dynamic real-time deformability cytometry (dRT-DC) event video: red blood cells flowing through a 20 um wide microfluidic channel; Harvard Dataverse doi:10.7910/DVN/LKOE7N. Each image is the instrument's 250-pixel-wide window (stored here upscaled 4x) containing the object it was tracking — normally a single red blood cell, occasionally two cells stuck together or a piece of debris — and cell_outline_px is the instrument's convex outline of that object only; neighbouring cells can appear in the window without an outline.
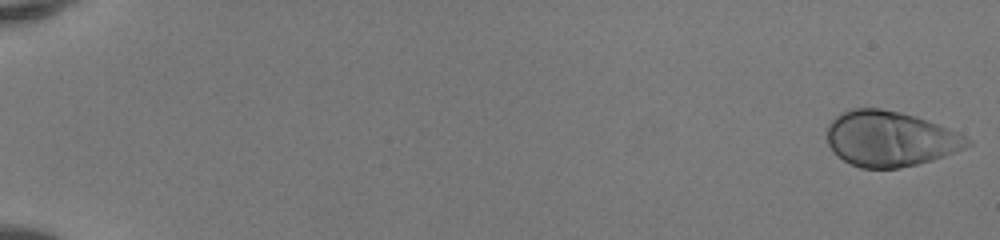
{"species": "human", "species_latin": "Homo sapiens", "temperature_condition": "room temperature", "stored_images_in_passage": 14, "camera_frame_rate_fps": 3000, "um_per_image_px": 0.085, "donor": {"sex": "female"}, "frame": {"image": 1, "passage_image": 1, "time_ms": 0.0, "image_size_px": [1000, 240], "cell_outline_px": [[972, 144], [964, 148], [944, 156], [932, 160], [900, 168], [860, 168], [844, 160], [832, 152], [828, 144], [824, 132], [828, 124], [840, 112], [852, 108], [880, 108], [900, 112], [916, 116], [948, 128], [972, 140]], "centroid_in_image_um": [75.6, 11.79], "position_along_channel_um": 9.4, "area_um2": 45.49}}